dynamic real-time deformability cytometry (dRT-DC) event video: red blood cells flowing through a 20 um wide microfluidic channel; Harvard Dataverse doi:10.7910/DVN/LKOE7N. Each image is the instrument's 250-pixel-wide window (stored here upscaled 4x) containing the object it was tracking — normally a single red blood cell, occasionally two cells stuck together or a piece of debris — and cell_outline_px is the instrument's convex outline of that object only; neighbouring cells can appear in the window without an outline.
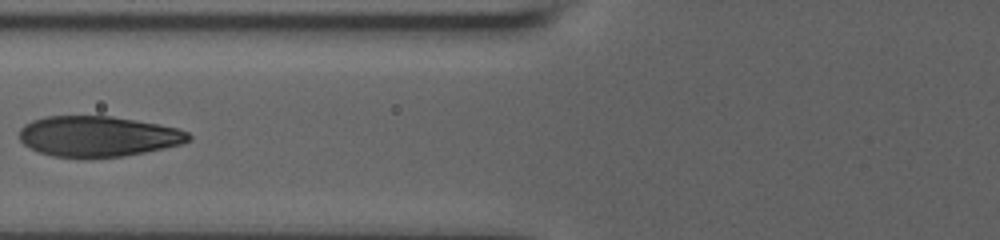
{"species": "human", "species_latin": "Homo sapiens", "temperature_condition": "room temperature", "stored_images_in_passage": 18, "camera_frame_rate_fps": 3000, "um_per_image_px": 0.085, "donor": {"sex": "male"}, "frame": {"image": 1, "passage_image": 13, "time_ms": 9.0, "image_size_px": [1000, 240], "cell_outline_px": [[192, 140], [180, 144], [164, 148], [124, 156], [92, 160], [80, 160], [52, 156], [28, 148], [20, 140], [20, 128], [24, 124], [32, 120], [44, 116], [112, 116], [156, 124], [176, 128], [188, 132], [192, 136]], "centroid_in_image_um": [8.28, 11.62], "position_along_channel_um": 117.5, "area_um2": 40.75}}